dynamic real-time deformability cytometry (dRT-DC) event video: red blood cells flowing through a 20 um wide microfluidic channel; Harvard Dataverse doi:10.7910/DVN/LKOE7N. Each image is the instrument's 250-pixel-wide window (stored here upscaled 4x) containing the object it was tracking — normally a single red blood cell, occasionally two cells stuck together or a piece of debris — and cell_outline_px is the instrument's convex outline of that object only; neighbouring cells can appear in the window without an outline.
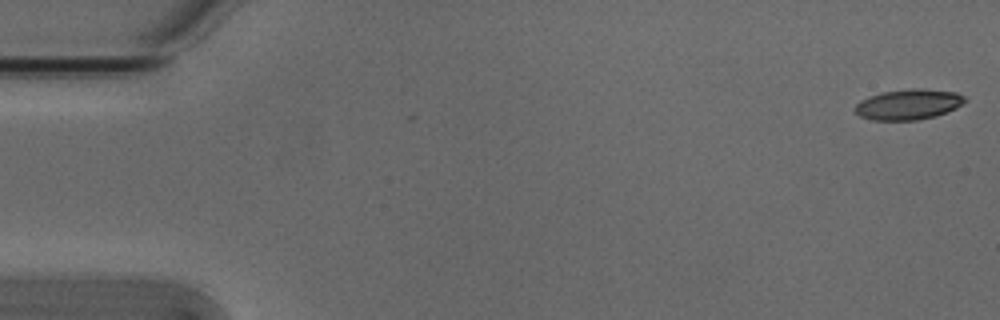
{"species": "Egyptian fruit bat (a non-hibernating species)", "species_latin": "Rousettus aegyptiacus", "temperature_condition": "cold", "stored_images_in_passage": 53, "camera_frame_rate_fps": 3000, "um_per_image_px": 0.085, "animal": {"sex": "male"}, "frame": {"image": 1, "passage_image": 1, "time_ms": 0.0, "image_size_px": [1000, 320], "cell_outline_px": [[968, 100], [956, 108], [936, 116], [916, 120], [872, 120], [860, 116], [856, 112], [856, 104], [860, 100], [884, 92], [912, 88], [920, 88], [956, 92], [964, 96]], "centroid_in_image_um": [77.26, 8.87], "position_along_channel_um": 7.7, "area_um2": 19.36}}
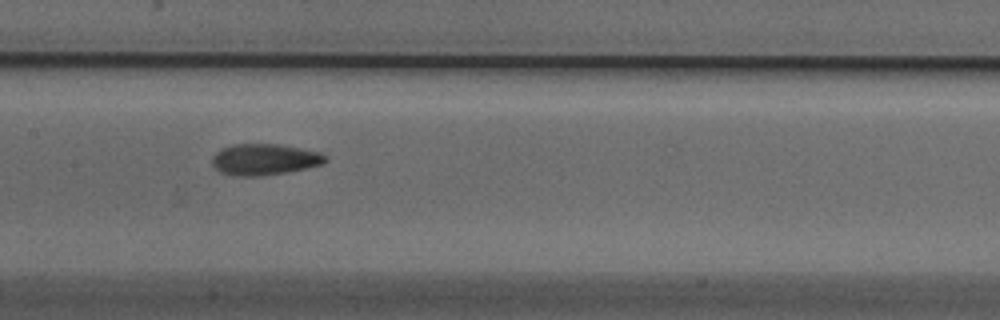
{"frame": {"image": 2, "passage_image": 26, "time_ms": 8.333, "image_size_px": [1000, 320], "cell_outline_px": [[328, 160], [324, 164], [308, 168], [288, 172], [260, 176], [232, 176], [220, 172], [212, 164], [212, 156], [220, 148], [236, 144], [276, 144], [300, 148], [320, 152], [328, 156]], "centroid_in_image_um": [22.5, 13.56], "position_along_channel_um": 184.9, "area_um2": 20.87}}
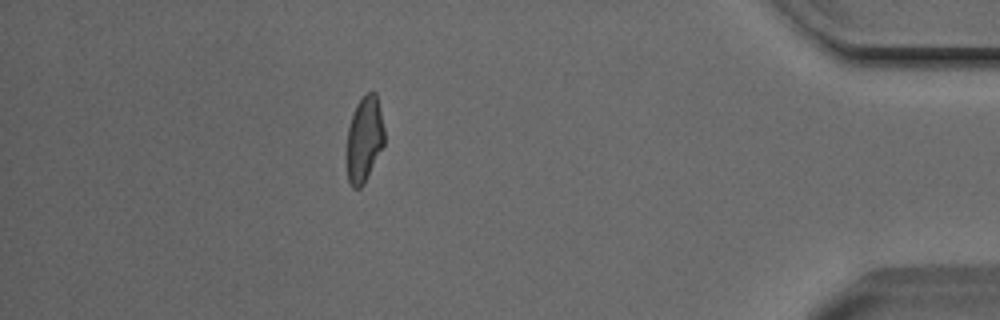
{"frame": {"image": 3, "passage_image": 47, "time_ms": 15.333, "image_size_px": [1000, 320], "cell_outline_px": [[384, 144], [364, 184], [360, 188], [352, 188], [348, 180], [348, 128], [356, 104], [368, 92], [376, 92], [384, 128]], "centroid_in_image_um": [30.98, 11.83], "position_along_channel_um": 404.2, "area_um2": 18.38}, "authors_computed_cell_mechanics": {"area_um2": 19.8254, "velocity_mm_per_s": 3.8378, "shape_relaxation_time_tau1_ms": 4.7662, "shape_relaxation_time_tau2_ms": 1.5755, "deformation_change_tau1": 0.1588, "deformation_change_tau2": 0.0875}}